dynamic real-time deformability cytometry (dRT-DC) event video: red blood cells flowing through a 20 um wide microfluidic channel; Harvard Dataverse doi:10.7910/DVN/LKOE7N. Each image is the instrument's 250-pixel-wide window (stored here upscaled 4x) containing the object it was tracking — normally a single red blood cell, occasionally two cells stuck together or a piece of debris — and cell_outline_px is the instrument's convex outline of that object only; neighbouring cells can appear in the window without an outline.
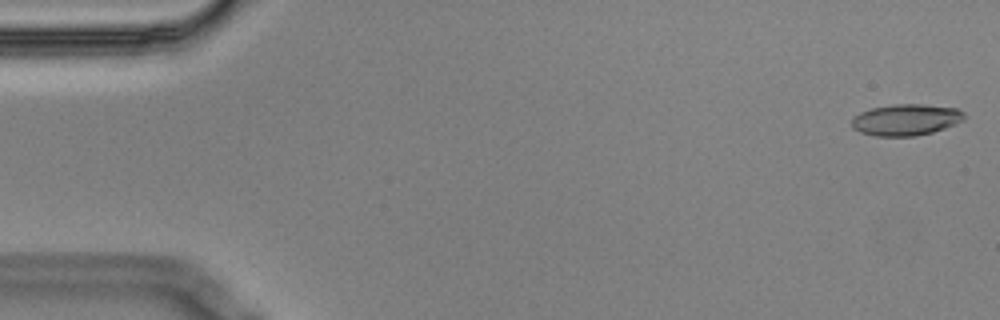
{"species": "Egyptian fruit bat (a non-hibernating species)", "species_latin": "Rousettus aegyptiacus", "temperature_condition": "cold", "stored_images_in_passage": 5, "camera_frame_rate_fps": 3000, "um_per_image_px": 0.085, "animal": {"sex": "male"}, "frame": {"image": 1, "passage_image": 1, "time_ms": 0.0, "image_size_px": [1000, 320], "cell_outline_px": [[964, 120], [956, 124], [932, 132], [916, 136], [876, 136], [860, 132], [852, 128], [852, 116], [860, 112], [872, 108], [896, 104], [924, 104], [956, 108], [964, 112]], "centroid_in_image_um": [77.0, 10.18], "position_along_channel_um": 8.0, "area_um2": 20.63}}
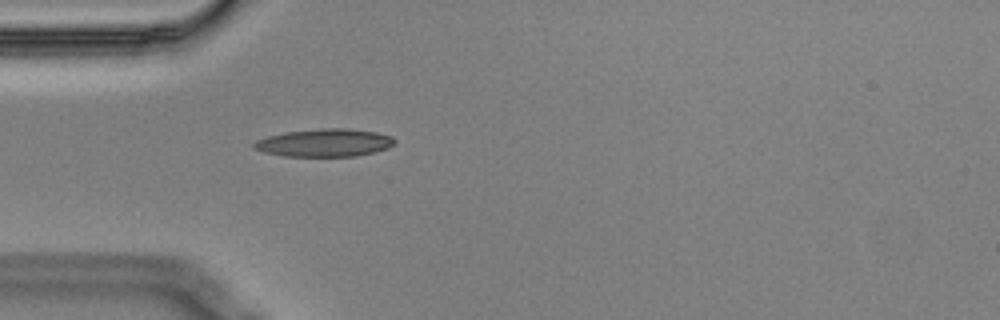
{"frame": {"image": 2, "passage_image": 5, "time_ms": 1.333, "image_size_px": [1000, 320], "cell_outline_px": [[396, 140], [388, 148], [356, 156], [284, 156], [264, 152], [252, 148], [252, 144], [256, 140], [268, 136], [288, 132], [320, 128], [348, 128], [376, 132], [392, 136]], "centroid_in_image_um": [27.57, 12.13], "position_along_channel_um": 57.4, "area_um2": 22.72}}